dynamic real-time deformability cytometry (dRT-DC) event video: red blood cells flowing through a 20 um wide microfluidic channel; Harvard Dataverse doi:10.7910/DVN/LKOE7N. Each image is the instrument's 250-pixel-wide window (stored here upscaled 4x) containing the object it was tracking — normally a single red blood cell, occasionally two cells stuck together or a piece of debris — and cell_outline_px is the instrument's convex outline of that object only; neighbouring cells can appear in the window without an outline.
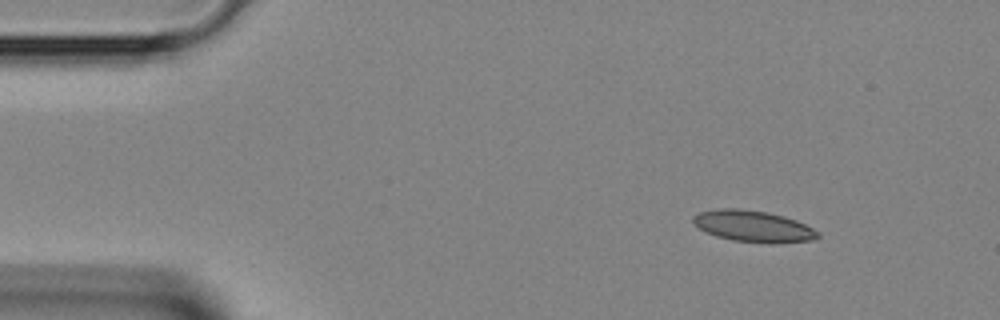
{"species": "Egyptian fruit bat (a non-hibernating species)", "species_latin": "Rousettus aegyptiacus", "temperature_condition": "room temperature", "stored_images_in_passage": 3, "camera_frame_rate_fps": 3000, "um_per_image_px": 0.085, "animal": {"sex": "female"}, "frame": {"image": 1, "passage_image": 1, "time_ms": 0.0, "image_size_px": [1000, 320], "cell_outline_px": [[820, 236], [812, 240], [776, 244], [772, 244], [732, 240], [716, 236], [704, 232], [692, 224], [692, 216], [700, 212], [720, 208], [736, 208], [768, 212], [784, 216], [796, 220], [820, 232]], "centroid_in_image_um": [64.0, 19.24], "position_along_channel_um": 21.0, "area_um2": 23.12}}